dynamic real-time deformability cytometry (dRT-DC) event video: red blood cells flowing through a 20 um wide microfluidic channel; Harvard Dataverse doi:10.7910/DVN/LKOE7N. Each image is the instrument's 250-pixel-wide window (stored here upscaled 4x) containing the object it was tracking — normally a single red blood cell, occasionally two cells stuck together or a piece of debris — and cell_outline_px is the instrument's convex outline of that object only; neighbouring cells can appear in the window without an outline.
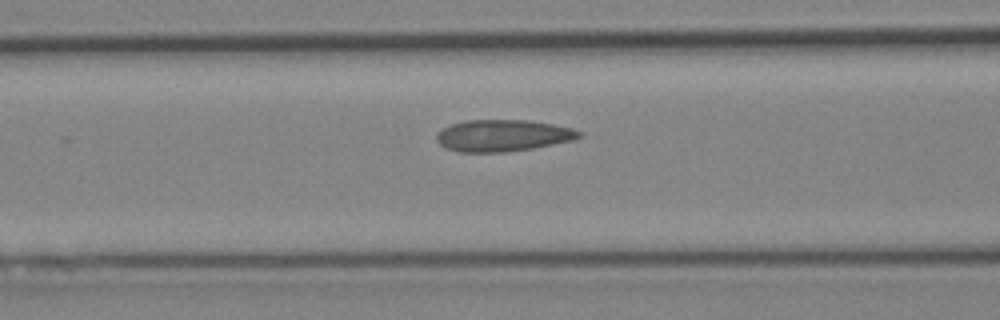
{"species": "Egyptian fruit bat (a non-hibernating species)", "species_latin": "Rousettus aegyptiacus", "temperature_condition": "cold", "stored_images_in_passage": 5, "camera_frame_rate_fps": 3000, "um_per_image_px": 0.085, "animal": {"sex": "female"}, "frame": {"image": 1, "passage_image": 5, "time_ms": 5.333, "image_size_px": [1000, 320], "cell_outline_px": [[584, 136], [572, 140], [532, 148], [504, 152], [460, 152], [448, 148], [440, 144], [436, 140], [436, 132], [452, 124], [464, 120], [528, 120], [552, 124], [572, 128], [584, 132]], "centroid_in_image_um": [42.75, 11.51], "position_along_channel_um": 123.8, "area_um2": 26.3}}